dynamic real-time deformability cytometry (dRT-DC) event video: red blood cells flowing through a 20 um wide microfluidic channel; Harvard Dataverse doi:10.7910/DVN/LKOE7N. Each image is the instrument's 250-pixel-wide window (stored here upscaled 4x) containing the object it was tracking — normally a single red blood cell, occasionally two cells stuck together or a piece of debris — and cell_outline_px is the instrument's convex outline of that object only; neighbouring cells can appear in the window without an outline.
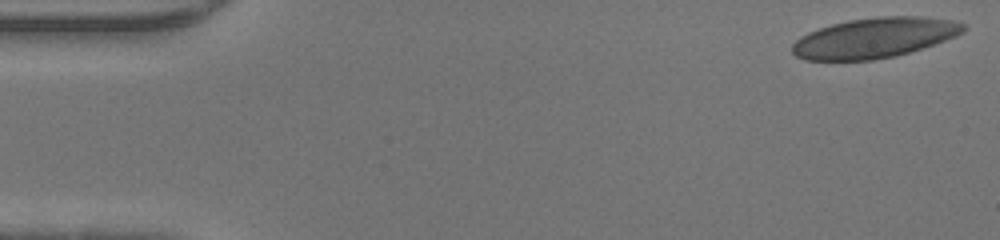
{"species": "human", "species_latin": "Homo sapiens", "temperature_condition": "warm", "stored_images_in_passage": 46, "camera_frame_rate_fps": 3000, "um_per_image_px": 0.085, "donor": {"sex": "male"}, "frame": {"image": 1, "passage_image": 1, "time_ms": 0.0, "image_size_px": [1000, 240], "cell_outline_px": [[968, 28], [964, 32], [956, 36], [896, 56], [872, 60], [804, 60], [796, 56], [792, 52], [792, 44], [800, 36], [808, 32], [832, 24], [848, 20], [880, 16], [924, 16], [952, 20], [964, 24]], "centroid_in_image_um": [74.32, 3.21], "position_along_channel_um": 10.7, "area_um2": 40.0}}
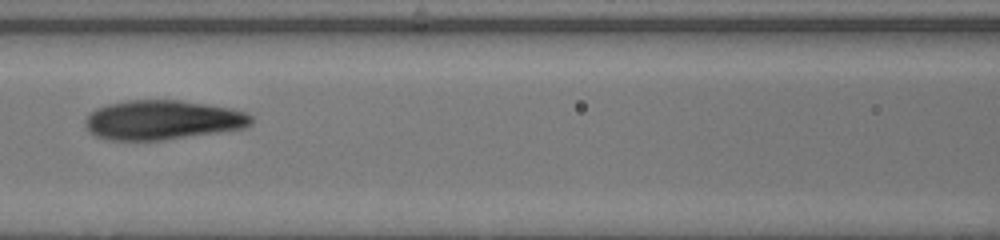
{"frame": {"image": 2, "passage_image": 20, "time_ms": 6.333, "image_size_px": [1000, 240], "cell_outline_px": [[252, 124], [244, 128], [164, 140], [108, 140], [96, 136], [88, 132], [84, 124], [84, 120], [96, 108], [108, 104], [128, 100], [180, 100], [232, 108], [244, 112], [252, 116]], "centroid_in_image_um": [13.79, 10.2], "position_along_channel_um": 152.8, "area_um2": 38.21}}
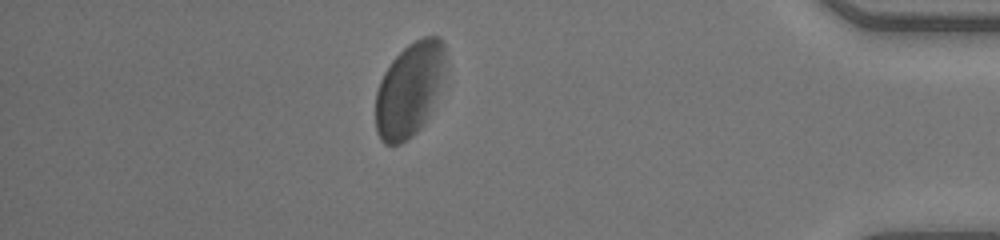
{"frame": {"image": 3, "passage_image": 40, "time_ms": 13.0, "image_size_px": [1000, 240], "cell_outline_px": [[444, 60], [440, 80], [428, 116], [424, 124], [408, 140], [400, 144], [384, 144], [380, 140], [376, 132], [376, 92], [380, 80], [384, 72], [392, 60], [408, 44], [424, 36], [440, 36], [444, 44]], "centroid_in_image_um": [34.74, 7.63], "position_along_channel_um": 400.5, "area_um2": 37.69}}